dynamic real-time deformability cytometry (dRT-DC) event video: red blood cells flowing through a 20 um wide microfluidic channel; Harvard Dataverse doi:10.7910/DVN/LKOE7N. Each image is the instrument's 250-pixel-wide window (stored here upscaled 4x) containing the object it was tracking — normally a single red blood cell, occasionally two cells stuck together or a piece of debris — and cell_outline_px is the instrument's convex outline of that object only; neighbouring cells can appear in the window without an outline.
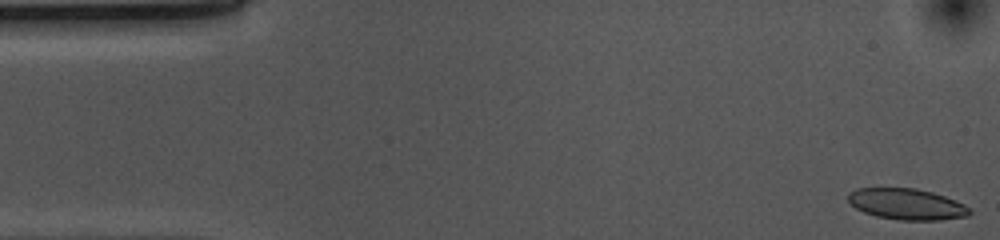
{"species": "common noctule bat (a hibernating species)", "species_latin": "Nyctalus noctula", "temperature_condition": "cold", "stored_images_in_passage": 43, "camera_frame_rate_fps": 3000, "um_per_image_px": 0.085, "animal": {"sex": "female", "body_mass_g": 10.0, "forearm_length_mm": 53.1}, "frame": {"image": 1, "passage_image": 1, "time_ms": 0.0, "image_size_px": [1000, 240], "cell_outline_px": [[972, 212], [968, 216], [940, 220], [900, 220], [876, 216], [864, 212], [856, 208], [848, 200], [848, 192], [856, 188], [916, 188], [932, 192], [956, 200], [964, 204]], "centroid_in_image_um": [77.07, 17.35], "position_along_channel_um": 7.9, "area_um2": 22.02}}
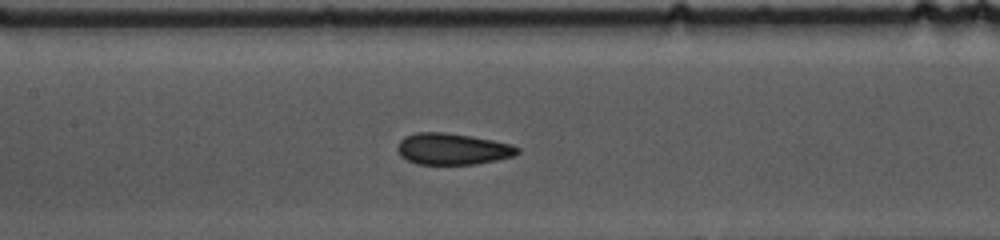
{"frame": {"image": 2, "passage_image": 23, "time_ms": 7.333, "image_size_px": [1000, 240], "cell_outline_px": [[520, 152], [516, 156], [476, 164], [416, 164], [400, 156], [396, 148], [400, 140], [404, 136], [416, 132], [444, 132], [472, 136], [512, 144], [520, 148]], "centroid_in_image_um": [38.47, 12.66], "position_along_channel_um": 168.9, "area_um2": 22.2}}
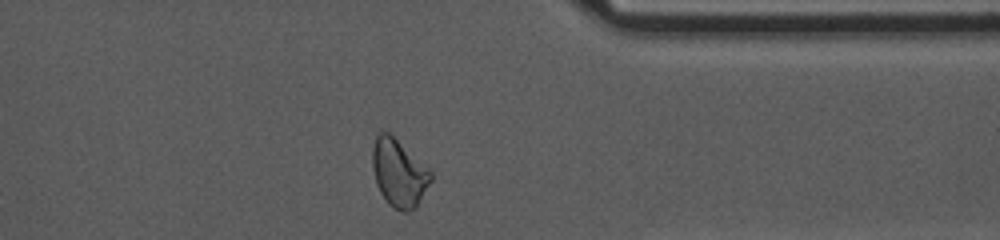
{"frame": {"image": 3, "passage_image": 41, "time_ms": 13.333, "image_size_px": [1000, 240], "cell_outline_px": [[432, 180], [416, 208], [404, 212], [388, 204], [380, 192], [376, 184], [372, 168], [372, 148], [376, 136], [380, 132], [388, 132], [428, 168], [432, 172]], "centroid_in_image_um": [33.89, 14.72], "position_along_channel_um": 377.5, "area_um2": 22.77}, "authors_computed_cell_mechanics": {"area_um2": 22.4842, "velocity_mm_per_s": 3.6717, "shape_relaxation_time_tau1_ms": 3.9157, "shape_relaxation_time_tau2_ms": 1.6987, "deformation_change_tau1": 0.1064, "deformation_change_tau2": 0.0823}}